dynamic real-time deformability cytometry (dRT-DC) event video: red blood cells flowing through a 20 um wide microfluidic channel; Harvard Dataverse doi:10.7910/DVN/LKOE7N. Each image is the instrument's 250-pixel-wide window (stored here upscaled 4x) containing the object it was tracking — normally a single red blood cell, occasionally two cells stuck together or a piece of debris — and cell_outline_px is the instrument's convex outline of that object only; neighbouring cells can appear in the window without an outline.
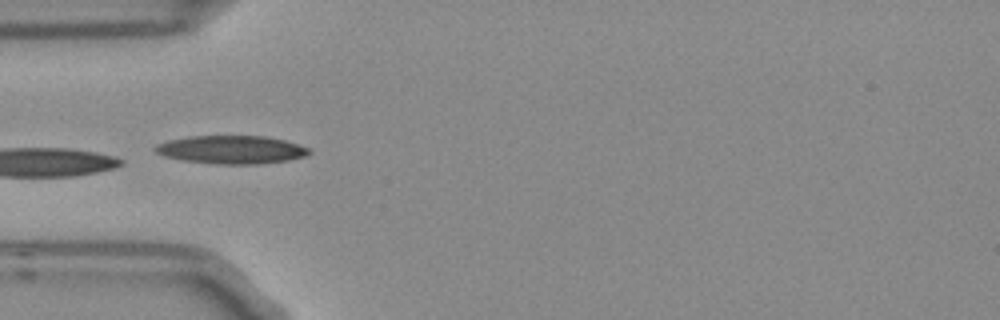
{"species": "Egyptian fruit bat (a non-hibernating species)", "species_latin": "Rousettus aegyptiacus", "temperature_condition": "room temperature", "stored_images_in_passage": 7, "camera_frame_rate_fps": 3000, "um_per_image_px": 0.085, "frame": {"image": 1, "passage_image": 5, "time_ms": 1.333, "image_size_px": [1000, 320], "cell_outline_px": [[312, 152], [304, 156], [288, 160], [256, 164], [220, 164], [180, 160], [164, 156], [156, 152], [152, 148], [156, 144], [168, 140], [188, 136], [264, 136], [284, 140], [308, 148]], "centroid_in_image_um": [19.61, 12.72], "position_along_channel_um": 65.4, "area_um2": 25.2}}
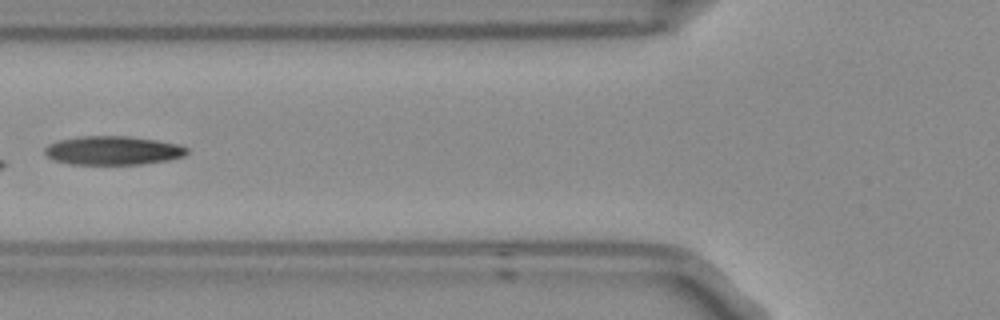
{"frame": {"image": 2, "passage_image": 6, "time_ms": 1.667, "image_size_px": [1000, 320], "cell_outline_px": [[188, 152], [184, 156], [168, 160], [140, 164], [68, 164], [52, 160], [44, 152], [44, 148], [48, 144], [60, 140], [80, 136], [128, 136], [156, 140], [176, 144], [188, 148]], "centroid_in_image_um": [9.57, 12.79], "position_along_channel_um": 116.2, "area_um2": 23.81}}